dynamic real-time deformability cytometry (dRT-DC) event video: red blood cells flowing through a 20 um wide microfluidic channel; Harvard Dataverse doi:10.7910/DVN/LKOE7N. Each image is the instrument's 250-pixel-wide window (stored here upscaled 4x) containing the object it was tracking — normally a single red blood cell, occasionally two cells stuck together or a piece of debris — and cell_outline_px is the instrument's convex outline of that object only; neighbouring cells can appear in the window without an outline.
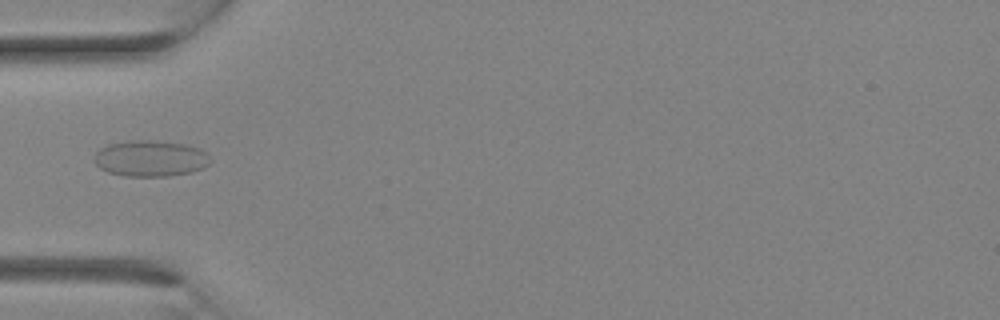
{"species": "Egyptian fruit bat (a non-hibernating species)", "species_latin": "Rousettus aegyptiacus", "temperature_condition": "room temperature", "stored_images_in_passage": 2, "camera_frame_rate_fps": 3000, "um_per_image_px": 0.085, "animal": {"sex": "female"}, "frame": {"image": 1, "passage_image": 2, "time_ms": 1.0, "image_size_px": [1000, 320], "cell_outline_px": [[212, 160], [204, 168], [192, 172], [168, 176], [124, 176], [108, 172], [100, 168], [92, 160], [96, 152], [100, 148], [108, 144], [128, 140], [148, 140], [184, 144], [200, 148]], "centroid_in_image_um": [12.76, 13.47], "position_along_channel_um": 72.2, "area_um2": 24.57}}